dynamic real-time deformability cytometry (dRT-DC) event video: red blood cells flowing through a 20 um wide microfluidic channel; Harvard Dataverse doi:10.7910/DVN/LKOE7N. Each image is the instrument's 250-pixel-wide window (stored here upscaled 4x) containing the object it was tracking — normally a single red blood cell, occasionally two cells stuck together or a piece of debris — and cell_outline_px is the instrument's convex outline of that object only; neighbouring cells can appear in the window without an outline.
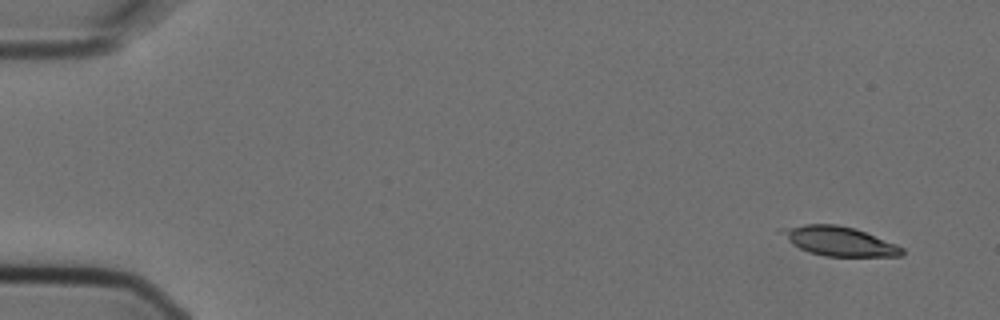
{"species": "Egyptian fruit bat (a non-hibernating species)", "species_latin": "Rousettus aegyptiacus", "temperature_condition": "cold", "stored_images_in_passage": 5, "camera_frame_rate_fps": 3000, "um_per_image_px": 0.085, "animal": {"sex": "female"}, "frame": {"image": 1, "passage_image": 1, "time_ms": 0.0, "image_size_px": [1000, 320], "cell_outline_px": [[904, 256], [824, 256], [808, 252], [792, 244], [776, 232], [776, 228], [804, 224], [836, 224], [856, 228], [896, 244], [904, 248]], "centroid_in_image_um": [71.26, 20.48], "position_along_channel_um": 13.7, "area_um2": 20.92}}
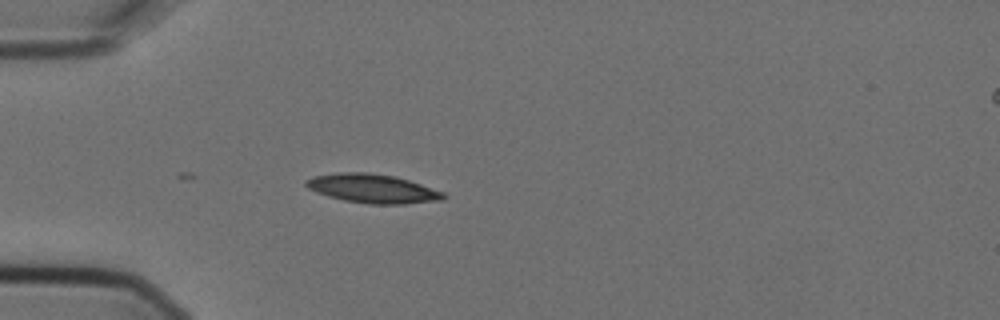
{"frame": {"image": 2, "passage_image": 4, "time_ms": 1.0, "image_size_px": [1000, 320], "cell_outline_px": [[448, 196], [444, 200], [404, 204], [368, 204], [344, 200], [328, 196], [316, 192], [308, 188], [304, 184], [304, 180], [312, 176], [336, 172], [368, 172], [396, 176], [444, 192]], "centroid_in_image_um": [31.66, 16.02], "position_along_channel_um": 53.3, "area_um2": 23.41}}